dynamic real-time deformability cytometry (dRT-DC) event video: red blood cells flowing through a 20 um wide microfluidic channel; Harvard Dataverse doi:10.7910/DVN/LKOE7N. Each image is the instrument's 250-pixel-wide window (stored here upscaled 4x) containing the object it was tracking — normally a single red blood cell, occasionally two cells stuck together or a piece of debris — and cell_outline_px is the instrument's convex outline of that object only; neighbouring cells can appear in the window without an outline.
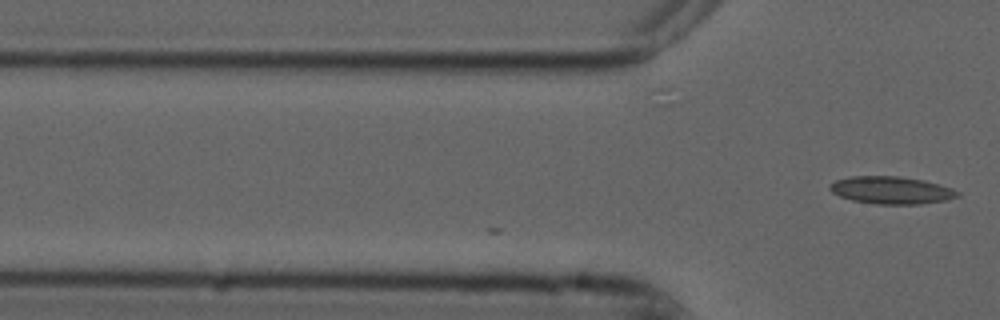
{"species": "common noctule bat (a hibernating species)", "species_latin": "Nyctalus noctula", "temperature_condition": "cold", "stored_images_in_passage": 3, "camera_frame_rate_fps": 3000, "um_per_image_px": 0.085, "animal": {"sex": "male", "forearm_length_mm": 52.5}, "frame": {"image": 1, "passage_image": 3, "time_ms": 0.667, "image_size_px": [1000, 320], "cell_outline_px": [[960, 196], [948, 200], [920, 204], [876, 204], [852, 200], [840, 196], [832, 192], [828, 188], [836, 180], [848, 176], [900, 176], [924, 180], [952, 188], [960, 192]], "centroid_in_image_um": [75.79, 16.16], "position_along_channel_um": 50.0, "area_um2": 20.52}}